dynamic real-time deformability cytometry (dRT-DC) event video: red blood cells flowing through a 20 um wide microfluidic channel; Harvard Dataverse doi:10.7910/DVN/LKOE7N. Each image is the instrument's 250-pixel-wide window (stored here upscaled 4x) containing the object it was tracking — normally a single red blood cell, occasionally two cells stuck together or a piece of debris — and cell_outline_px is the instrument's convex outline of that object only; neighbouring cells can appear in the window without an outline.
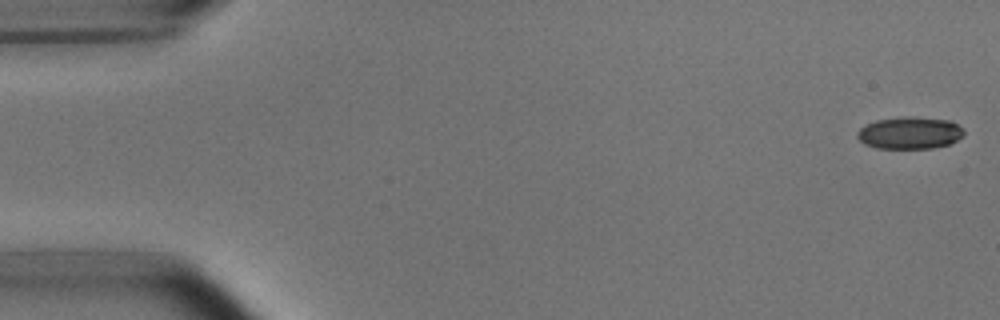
{"species": "common noctule bat (a hibernating species)", "species_latin": "Nyctalus noctula", "temperature_condition": "room temperature", "stored_images_in_passage": 52, "camera_frame_rate_fps": 3000, "um_per_image_px": 0.085, "animal": {"sex": "male", "body_mass_g": 15.6}, "frame": {"image": 1, "passage_image": 1, "time_ms": 0.0, "image_size_px": [1000, 320], "cell_outline_px": [[964, 132], [956, 140], [948, 144], [932, 148], [876, 148], [864, 144], [856, 136], [856, 132], [864, 124], [876, 120], [908, 116], [912, 116], [948, 120], [964, 128]], "centroid_in_image_um": [77.28, 11.29], "position_along_channel_um": 7.7, "area_um2": 19.94}}
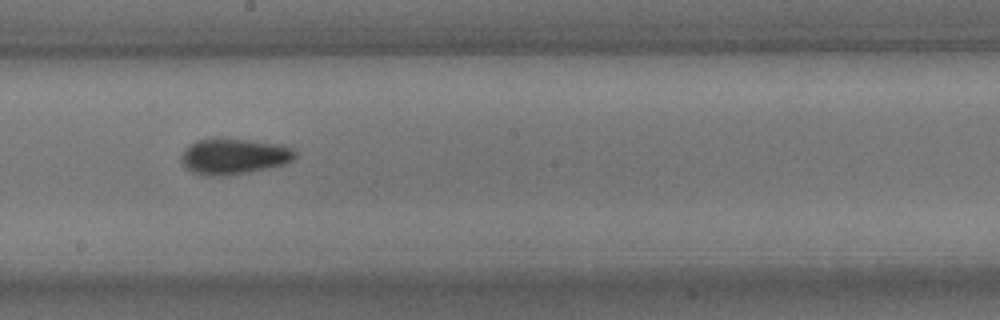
{"frame": {"image": 2, "passage_image": 29, "time_ms": 9.333, "image_size_px": [1000, 320], "cell_outline_px": [[296, 156], [292, 160], [284, 164], [268, 168], [248, 172], [224, 176], [204, 176], [192, 172], [180, 160], [180, 156], [184, 148], [196, 140], [212, 136], [216, 136], [280, 144], [292, 148], [296, 152]], "centroid_in_image_um": [19.83, 13.26], "position_along_channel_um": 228.4, "area_um2": 24.28}}
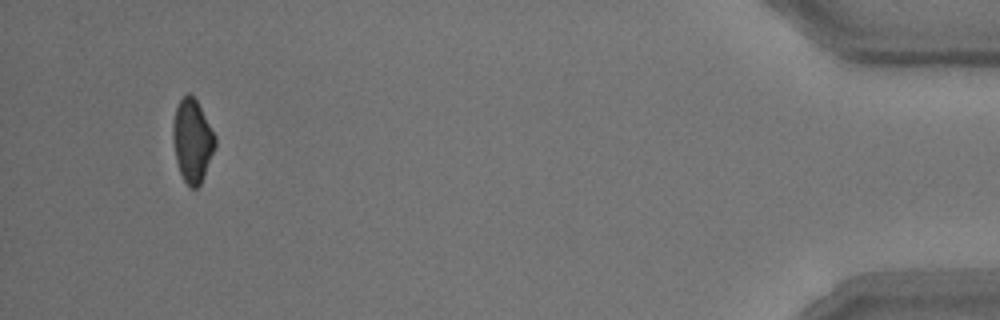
{"frame": {"image": 3, "passage_image": 50, "time_ms": 16.333, "image_size_px": [1000, 320], "cell_outline_px": [[216, 144], [204, 176], [200, 184], [196, 188], [188, 188], [180, 172], [176, 160], [172, 140], [172, 124], [176, 108], [180, 100], [188, 92], [196, 100], [216, 136]], "centroid_in_image_um": [16.33, 11.97], "position_along_channel_um": 418.9, "area_um2": 20.35}, "authors_computed_cell_mechanics": {"area_um2": 21.5016, "velocity_mm_per_s": 3.779, "shape_relaxation_time_tau1_ms": 3.8025, "shape_relaxation_time_tau2_ms": 2.7527, "deformation_change_tau1": 0.1112, "deformation_change_tau2": 0.086}}